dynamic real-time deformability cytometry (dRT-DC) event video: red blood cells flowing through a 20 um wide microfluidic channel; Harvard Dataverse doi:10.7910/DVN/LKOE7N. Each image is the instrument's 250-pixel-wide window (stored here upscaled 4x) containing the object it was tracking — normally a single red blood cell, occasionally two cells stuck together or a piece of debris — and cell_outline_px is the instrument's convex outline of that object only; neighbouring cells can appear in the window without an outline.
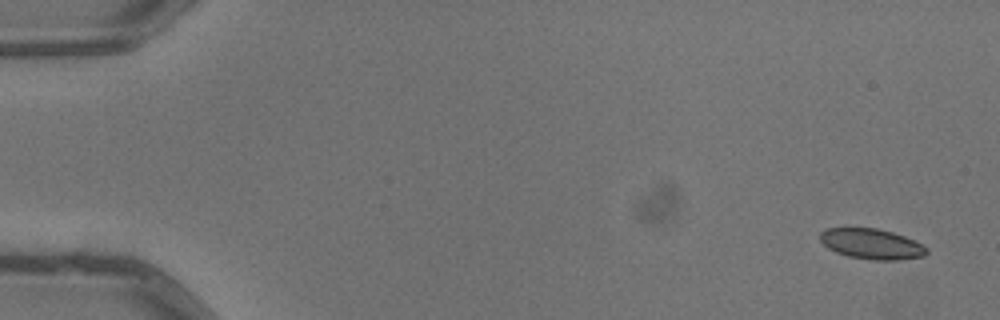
{"species": "common noctule bat (a hibernating species)", "species_latin": "Nyctalus noctula", "temperature_condition": "warm", "stored_images_in_passage": 4, "camera_frame_rate_fps": 3000, "um_per_image_px": 0.085, "animal": {"sex": "male", "body_mass_g": 13.3}, "frame": {"image": 1, "passage_image": 1, "time_ms": 0.0, "image_size_px": [1000, 320], "cell_outline_px": [[928, 252], [924, 256], [900, 260], [872, 260], [848, 256], [836, 252], [828, 248], [820, 240], [820, 232], [824, 228], [876, 228], [892, 232], [904, 236], [928, 248]], "centroid_in_image_um": [74.07, 20.74], "position_along_channel_um": 10.9, "area_um2": 18.84}}
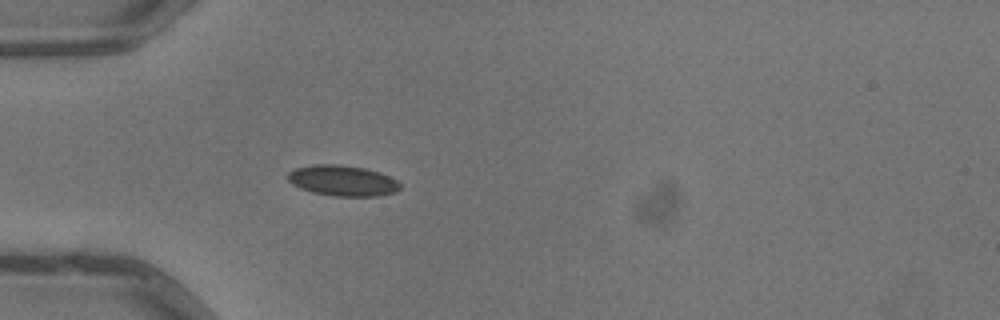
{"frame": {"image": 2, "passage_image": 4, "time_ms": 1.0, "image_size_px": [1000, 320], "cell_outline_px": [[400, 188], [396, 192], [376, 196], [332, 196], [312, 192], [300, 188], [292, 184], [284, 176], [288, 172], [296, 168], [316, 164], [336, 164], [364, 168], [380, 172], [396, 180], [400, 184]], "centroid_in_image_um": [29.09, 15.35], "position_along_channel_um": 55.9, "area_um2": 20.11}}